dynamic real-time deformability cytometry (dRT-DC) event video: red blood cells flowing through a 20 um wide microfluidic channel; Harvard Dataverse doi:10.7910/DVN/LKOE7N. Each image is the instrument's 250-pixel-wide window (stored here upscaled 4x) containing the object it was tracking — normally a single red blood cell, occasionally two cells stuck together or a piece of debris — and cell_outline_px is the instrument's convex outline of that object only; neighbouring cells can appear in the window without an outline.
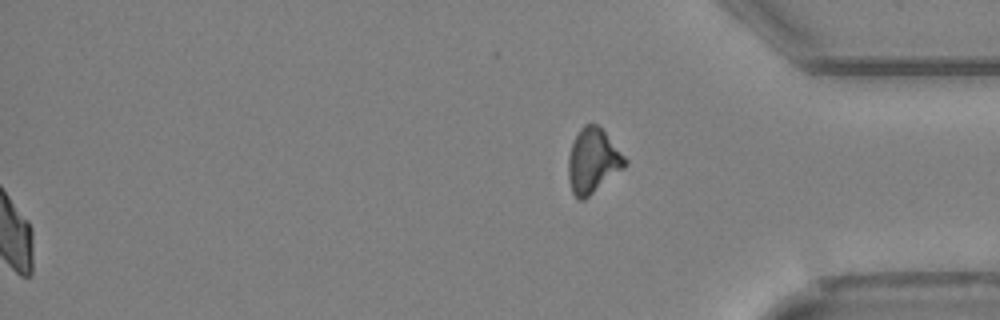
{"species": "Egyptian fruit bat (a non-hibernating species)", "species_latin": "Rousettus aegyptiacus", "temperature_condition": "cold", "stored_images_in_passage": 36, "segment_of_instrument_passage": [2, 2], "camera_frame_rate_fps": 3000, "um_per_image_px": 0.085, "animal": {"sex": "female"}, "frame": {"image": 1, "passage_image": 36, "time_ms": 11.667, "image_size_px": [1000, 320], "cell_outline_px": [[628, 164], [624, 168], [584, 200], [576, 200], [572, 192], [568, 180], [568, 156], [572, 144], [580, 128], [584, 124], [596, 124], [604, 132], [628, 160]], "centroid_in_image_um": [50.38, 13.71], "position_along_channel_um": 384.8, "area_um2": 21.27}}